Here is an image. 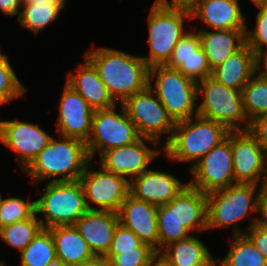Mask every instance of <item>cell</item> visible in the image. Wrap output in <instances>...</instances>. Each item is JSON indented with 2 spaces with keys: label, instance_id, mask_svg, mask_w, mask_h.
Instances as JSON below:
<instances>
[{
  "label": "cell",
  "instance_id": "obj_1",
  "mask_svg": "<svg viewBox=\"0 0 267 266\" xmlns=\"http://www.w3.org/2000/svg\"><path fill=\"white\" fill-rule=\"evenodd\" d=\"M96 68L111 97L122 104L128 97L149 86V69L141 56L98 47L84 55Z\"/></svg>",
  "mask_w": 267,
  "mask_h": 266
},
{
  "label": "cell",
  "instance_id": "obj_2",
  "mask_svg": "<svg viewBox=\"0 0 267 266\" xmlns=\"http://www.w3.org/2000/svg\"><path fill=\"white\" fill-rule=\"evenodd\" d=\"M62 139L63 141H57L53 137L24 169L33 178L34 183L52 177L55 179L49 182L80 180L90 161L86 143L77 138L62 137ZM61 175L64 176L58 178Z\"/></svg>",
  "mask_w": 267,
  "mask_h": 266
},
{
  "label": "cell",
  "instance_id": "obj_3",
  "mask_svg": "<svg viewBox=\"0 0 267 266\" xmlns=\"http://www.w3.org/2000/svg\"><path fill=\"white\" fill-rule=\"evenodd\" d=\"M229 130L213 120L194 116L175 123L170 141L163 145L165 156L177 162L199 161L212 148L224 141Z\"/></svg>",
  "mask_w": 267,
  "mask_h": 266
},
{
  "label": "cell",
  "instance_id": "obj_4",
  "mask_svg": "<svg viewBox=\"0 0 267 266\" xmlns=\"http://www.w3.org/2000/svg\"><path fill=\"white\" fill-rule=\"evenodd\" d=\"M258 185L236 183L227 188L206 194L207 196V230L233 225V235H244L238 222L259 212L262 187Z\"/></svg>",
  "mask_w": 267,
  "mask_h": 266
},
{
  "label": "cell",
  "instance_id": "obj_5",
  "mask_svg": "<svg viewBox=\"0 0 267 266\" xmlns=\"http://www.w3.org/2000/svg\"><path fill=\"white\" fill-rule=\"evenodd\" d=\"M191 21L186 6L167 5L155 0L148 16L150 56H141L149 67L165 65L174 47L186 33L184 21Z\"/></svg>",
  "mask_w": 267,
  "mask_h": 266
},
{
  "label": "cell",
  "instance_id": "obj_6",
  "mask_svg": "<svg viewBox=\"0 0 267 266\" xmlns=\"http://www.w3.org/2000/svg\"><path fill=\"white\" fill-rule=\"evenodd\" d=\"M35 210L44 214L45 221L39 218L44 229L74 225L89 210L81 181H48L42 197L35 200Z\"/></svg>",
  "mask_w": 267,
  "mask_h": 266
},
{
  "label": "cell",
  "instance_id": "obj_7",
  "mask_svg": "<svg viewBox=\"0 0 267 266\" xmlns=\"http://www.w3.org/2000/svg\"><path fill=\"white\" fill-rule=\"evenodd\" d=\"M197 95L203 98L197 106L198 116L222 124L229 131L249 129L250 122L244 111L242 91L226 87L209 76L197 83Z\"/></svg>",
  "mask_w": 267,
  "mask_h": 266
},
{
  "label": "cell",
  "instance_id": "obj_8",
  "mask_svg": "<svg viewBox=\"0 0 267 266\" xmlns=\"http://www.w3.org/2000/svg\"><path fill=\"white\" fill-rule=\"evenodd\" d=\"M149 86L175 123L197 116V83L180 71L165 65L152 66L149 69Z\"/></svg>",
  "mask_w": 267,
  "mask_h": 266
},
{
  "label": "cell",
  "instance_id": "obj_9",
  "mask_svg": "<svg viewBox=\"0 0 267 266\" xmlns=\"http://www.w3.org/2000/svg\"><path fill=\"white\" fill-rule=\"evenodd\" d=\"M121 105L135 124L140 137L152 139L159 144L162 135H169L165 145L170 141L175 122L150 86L128 97Z\"/></svg>",
  "mask_w": 267,
  "mask_h": 266
},
{
  "label": "cell",
  "instance_id": "obj_10",
  "mask_svg": "<svg viewBox=\"0 0 267 266\" xmlns=\"http://www.w3.org/2000/svg\"><path fill=\"white\" fill-rule=\"evenodd\" d=\"M115 110L116 107L94 110L92 131L86 142L90 160L98 150L100 157L105 151L132 144L140 138L124 107L121 105L120 113Z\"/></svg>",
  "mask_w": 267,
  "mask_h": 266
},
{
  "label": "cell",
  "instance_id": "obj_11",
  "mask_svg": "<svg viewBox=\"0 0 267 266\" xmlns=\"http://www.w3.org/2000/svg\"><path fill=\"white\" fill-rule=\"evenodd\" d=\"M188 185L208 194L235 184L232 160V131L189 169Z\"/></svg>",
  "mask_w": 267,
  "mask_h": 266
},
{
  "label": "cell",
  "instance_id": "obj_12",
  "mask_svg": "<svg viewBox=\"0 0 267 266\" xmlns=\"http://www.w3.org/2000/svg\"><path fill=\"white\" fill-rule=\"evenodd\" d=\"M91 169L90 160L80 177L88 209L118 213L129 195L130 181L105 170L101 165L99 171ZM92 203L99 208L90 206Z\"/></svg>",
  "mask_w": 267,
  "mask_h": 266
},
{
  "label": "cell",
  "instance_id": "obj_13",
  "mask_svg": "<svg viewBox=\"0 0 267 266\" xmlns=\"http://www.w3.org/2000/svg\"><path fill=\"white\" fill-rule=\"evenodd\" d=\"M232 160L236 183L263 186L267 152L248 131H232Z\"/></svg>",
  "mask_w": 267,
  "mask_h": 266
},
{
  "label": "cell",
  "instance_id": "obj_14",
  "mask_svg": "<svg viewBox=\"0 0 267 266\" xmlns=\"http://www.w3.org/2000/svg\"><path fill=\"white\" fill-rule=\"evenodd\" d=\"M144 140L158 147L156 141L140 137L132 144L105 151L100 156V165L105 170L131 181L146 171L149 164L154 158L156 159L160 152L156 149H150Z\"/></svg>",
  "mask_w": 267,
  "mask_h": 266
},
{
  "label": "cell",
  "instance_id": "obj_15",
  "mask_svg": "<svg viewBox=\"0 0 267 266\" xmlns=\"http://www.w3.org/2000/svg\"><path fill=\"white\" fill-rule=\"evenodd\" d=\"M52 138L36 124L17 119L0 121V142L18 153L16 160L23 170Z\"/></svg>",
  "mask_w": 267,
  "mask_h": 266
},
{
  "label": "cell",
  "instance_id": "obj_16",
  "mask_svg": "<svg viewBox=\"0 0 267 266\" xmlns=\"http://www.w3.org/2000/svg\"><path fill=\"white\" fill-rule=\"evenodd\" d=\"M59 104L57 133L61 137L77 138L86 143L92 131L94 109L67 84Z\"/></svg>",
  "mask_w": 267,
  "mask_h": 266
},
{
  "label": "cell",
  "instance_id": "obj_17",
  "mask_svg": "<svg viewBox=\"0 0 267 266\" xmlns=\"http://www.w3.org/2000/svg\"><path fill=\"white\" fill-rule=\"evenodd\" d=\"M188 183L182 184L174 175L146 170L130 181L129 194L135 199L160 206L169 203Z\"/></svg>",
  "mask_w": 267,
  "mask_h": 266
},
{
  "label": "cell",
  "instance_id": "obj_18",
  "mask_svg": "<svg viewBox=\"0 0 267 266\" xmlns=\"http://www.w3.org/2000/svg\"><path fill=\"white\" fill-rule=\"evenodd\" d=\"M165 66L180 71L196 83L212 75L198 30L197 33L188 31L181 37Z\"/></svg>",
  "mask_w": 267,
  "mask_h": 266
},
{
  "label": "cell",
  "instance_id": "obj_19",
  "mask_svg": "<svg viewBox=\"0 0 267 266\" xmlns=\"http://www.w3.org/2000/svg\"><path fill=\"white\" fill-rule=\"evenodd\" d=\"M186 7L191 18H198L211 30H246L239 0L190 1Z\"/></svg>",
  "mask_w": 267,
  "mask_h": 266
},
{
  "label": "cell",
  "instance_id": "obj_20",
  "mask_svg": "<svg viewBox=\"0 0 267 266\" xmlns=\"http://www.w3.org/2000/svg\"><path fill=\"white\" fill-rule=\"evenodd\" d=\"M119 223V216L116 212L88 210L74 226L95 256H105L110 249Z\"/></svg>",
  "mask_w": 267,
  "mask_h": 266
},
{
  "label": "cell",
  "instance_id": "obj_21",
  "mask_svg": "<svg viewBox=\"0 0 267 266\" xmlns=\"http://www.w3.org/2000/svg\"><path fill=\"white\" fill-rule=\"evenodd\" d=\"M158 206L135 199L130 194L118 211L119 222L158 252Z\"/></svg>",
  "mask_w": 267,
  "mask_h": 266
},
{
  "label": "cell",
  "instance_id": "obj_22",
  "mask_svg": "<svg viewBox=\"0 0 267 266\" xmlns=\"http://www.w3.org/2000/svg\"><path fill=\"white\" fill-rule=\"evenodd\" d=\"M84 58V63L77 67V73L68 74L66 84L78 92L94 110L117 107L94 65Z\"/></svg>",
  "mask_w": 267,
  "mask_h": 266
},
{
  "label": "cell",
  "instance_id": "obj_23",
  "mask_svg": "<svg viewBox=\"0 0 267 266\" xmlns=\"http://www.w3.org/2000/svg\"><path fill=\"white\" fill-rule=\"evenodd\" d=\"M256 54L245 44L212 70V77L226 87L242 91L255 74Z\"/></svg>",
  "mask_w": 267,
  "mask_h": 266
},
{
  "label": "cell",
  "instance_id": "obj_24",
  "mask_svg": "<svg viewBox=\"0 0 267 266\" xmlns=\"http://www.w3.org/2000/svg\"><path fill=\"white\" fill-rule=\"evenodd\" d=\"M201 47L207 56L211 70L246 44V30L198 29Z\"/></svg>",
  "mask_w": 267,
  "mask_h": 266
},
{
  "label": "cell",
  "instance_id": "obj_25",
  "mask_svg": "<svg viewBox=\"0 0 267 266\" xmlns=\"http://www.w3.org/2000/svg\"><path fill=\"white\" fill-rule=\"evenodd\" d=\"M174 217L190 232L207 230V196L191 186L174 198Z\"/></svg>",
  "mask_w": 267,
  "mask_h": 266
},
{
  "label": "cell",
  "instance_id": "obj_26",
  "mask_svg": "<svg viewBox=\"0 0 267 266\" xmlns=\"http://www.w3.org/2000/svg\"><path fill=\"white\" fill-rule=\"evenodd\" d=\"M48 230L54 240L57 258L68 266H76L95 256L74 225L56 226Z\"/></svg>",
  "mask_w": 267,
  "mask_h": 266
},
{
  "label": "cell",
  "instance_id": "obj_27",
  "mask_svg": "<svg viewBox=\"0 0 267 266\" xmlns=\"http://www.w3.org/2000/svg\"><path fill=\"white\" fill-rule=\"evenodd\" d=\"M174 266H216L209 249L196 236L174 242L160 252Z\"/></svg>",
  "mask_w": 267,
  "mask_h": 266
},
{
  "label": "cell",
  "instance_id": "obj_28",
  "mask_svg": "<svg viewBox=\"0 0 267 266\" xmlns=\"http://www.w3.org/2000/svg\"><path fill=\"white\" fill-rule=\"evenodd\" d=\"M217 263L219 266H267V259L244 234L233 235L228 253L222 260L216 259Z\"/></svg>",
  "mask_w": 267,
  "mask_h": 266
},
{
  "label": "cell",
  "instance_id": "obj_29",
  "mask_svg": "<svg viewBox=\"0 0 267 266\" xmlns=\"http://www.w3.org/2000/svg\"><path fill=\"white\" fill-rule=\"evenodd\" d=\"M64 7L65 4L23 2L17 20L22 27L28 28L36 36L39 31L58 18Z\"/></svg>",
  "mask_w": 267,
  "mask_h": 266
},
{
  "label": "cell",
  "instance_id": "obj_30",
  "mask_svg": "<svg viewBox=\"0 0 267 266\" xmlns=\"http://www.w3.org/2000/svg\"><path fill=\"white\" fill-rule=\"evenodd\" d=\"M158 252L171 243L190 236V231L174 217V198L166 204L158 206Z\"/></svg>",
  "mask_w": 267,
  "mask_h": 266
},
{
  "label": "cell",
  "instance_id": "obj_31",
  "mask_svg": "<svg viewBox=\"0 0 267 266\" xmlns=\"http://www.w3.org/2000/svg\"><path fill=\"white\" fill-rule=\"evenodd\" d=\"M20 255V266H46L57 257L51 232L43 228Z\"/></svg>",
  "mask_w": 267,
  "mask_h": 266
},
{
  "label": "cell",
  "instance_id": "obj_32",
  "mask_svg": "<svg viewBox=\"0 0 267 266\" xmlns=\"http://www.w3.org/2000/svg\"><path fill=\"white\" fill-rule=\"evenodd\" d=\"M36 215L35 212L30 218L0 228L1 239L21 253L43 229Z\"/></svg>",
  "mask_w": 267,
  "mask_h": 266
},
{
  "label": "cell",
  "instance_id": "obj_33",
  "mask_svg": "<svg viewBox=\"0 0 267 266\" xmlns=\"http://www.w3.org/2000/svg\"><path fill=\"white\" fill-rule=\"evenodd\" d=\"M245 114L251 122L267 114V80L255 73L242 89Z\"/></svg>",
  "mask_w": 267,
  "mask_h": 266
},
{
  "label": "cell",
  "instance_id": "obj_34",
  "mask_svg": "<svg viewBox=\"0 0 267 266\" xmlns=\"http://www.w3.org/2000/svg\"><path fill=\"white\" fill-rule=\"evenodd\" d=\"M35 210L34 201L9 197L3 199L0 194V228L30 218Z\"/></svg>",
  "mask_w": 267,
  "mask_h": 266
},
{
  "label": "cell",
  "instance_id": "obj_35",
  "mask_svg": "<svg viewBox=\"0 0 267 266\" xmlns=\"http://www.w3.org/2000/svg\"><path fill=\"white\" fill-rule=\"evenodd\" d=\"M8 60L0 50V105L14 98H22L28 90L19 81Z\"/></svg>",
  "mask_w": 267,
  "mask_h": 266
},
{
  "label": "cell",
  "instance_id": "obj_36",
  "mask_svg": "<svg viewBox=\"0 0 267 266\" xmlns=\"http://www.w3.org/2000/svg\"><path fill=\"white\" fill-rule=\"evenodd\" d=\"M259 9L256 15L255 27L246 29V44L255 54L267 51V5H256ZM266 46V48H265Z\"/></svg>",
  "mask_w": 267,
  "mask_h": 266
},
{
  "label": "cell",
  "instance_id": "obj_37",
  "mask_svg": "<svg viewBox=\"0 0 267 266\" xmlns=\"http://www.w3.org/2000/svg\"><path fill=\"white\" fill-rule=\"evenodd\" d=\"M153 247H136L133 250L120 251L117 255H105L111 266H148L156 254Z\"/></svg>",
  "mask_w": 267,
  "mask_h": 266
},
{
  "label": "cell",
  "instance_id": "obj_38",
  "mask_svg": "<svg viewBox=\"0 0 267 266\" xmlns=\"http://www.w3.org/2000/svg\"><path fill=\"white\" fill-rule=\"evenodd\" d=\"M136 247H152L144 243L134 232L119 223L106 255H117L120 251L133 250Z\"/></svg>",
  "mask_w": 267,
  "mask_h": 266
},
{
  "label": "cell",
  "instance_id": "obj_39",
  "mask_svg": "<svg viewBox=\"0 0 267 266\" xmlns=\"http://www.w3.org/2000/svg\"><path fill=\"white\" fill-rule=\"evenodd\" d=\"M245 235L252 241L256 249L267 259V229L258 224V218L253 219Z\"/></svg>",
  "mask_w": 267,
  "mask_h": 266
},
{
  "label": "cell",
  "instance_id": "obj_40",
  "mask_svg": "<svg viewBox=\"0 0 267 266\" xmlns=\"http://www.w3.org/2000/svg\"><path fill=\"white\" fill-rule=\"evenodd\" d=\"M248 131L267 152V114L261 115L252 120Z\"/></svg>",
  "mask_w": 267,
  "mask_h": 266
},
{
  "label": "cell",
  "instance_id": "obj_41",
  "mask_svg": "<svg viewBox=\"0 0 267 266\" xmlns=\"http://www.w3.org/2000/svg\"><path fill=\"white\" fill-rule=\"evenodd\" d=\"M23 0H0V10L4 15L15 16L20 14Z\"/></svg>",
  "mask_w": 267,
  "mask_h": 266
},
{
  "label": "cell",
  "instance_id": "obj_42",
  "mask_svg": "<svg viewBox=\"0 0 267 266\" xmlns=\"http://www.w3.org/2000/svg\"><path fill=\"white\" fill-rule=\"evenodd\" d=\"M255 69H256L255 73H257V74L259 73L258 75L262 79L267 80V51L256 54ZM260 69H262V70L260 71Z\"/></svg>",
  "mask_w": 267,
  "mask_h": 266
},
{
  "label": "cell",
  "instance_id": "obj_43",
  "mask_svg": "<svg viewBox=\"0 0 267 266\" xmlns=\"http://www.w3.org/2000/svg\"><path fill=\"white\" fill-rule=\"evenodd\" d=\"M259 212L261 217H258V224L267 229V193L263 190L260 196Z\"/></svg>",
  "mask_w": 267,
  "mask_h": 266
},
{
  "label": "cell",
  "instance_id": "obj_44",
  "mask_svg": "<svg viewBox=\"0 0 267 266\" xmlns=\"http://www.w3.org/2000/svg\"><path fill=\"white\" fill-rule=\"evenodd\" d=\"M76 266H111L110 260L105 256H94Z\"/></svg>",
  "mask_w": 267,
  "mask_h": 266
},
{
  "label": "cell",
  "instance_id": "obj_45",
  "mask_svg": "<svg viewBox=\"0 0 267 266\" xmlns=\"http://www.w3.org/2000/svg\"><path fill=\"white\" fill-rule=\"evenodd\" d=\"M148 266H174V265L167 258H165L160 252H157Z\"/></svg>",
  "mask_w": 267,
  "mask_h": 266
},
{
  "label": "cell",
  "instance_id": "obj_46",
  "mask_svg": "<svg viewBox=\"0 0 267 266\" xmlns=\"http://www.w3.org/2000/svg\"><path fill=\"white\" fill-rule=\"evenodd\" d=\"M167 5L186 6L191 0H156Z\"/></svg>",
  "mask_w": 267,
  "mask_h": 266
},
{
  "label": "cell",
  "instance_id": "obj_47",
  "mask_svg": "<svg viewBox=\"0 0 267 266\" xmlns=\"http://www.w3.org/2000/svg\"><path fill=\"white\" fill-rule=\"evenodd\" d=\"M23 2L47 3V4H65V0H23Z\"/></svg>",
  "mask_w": 267,
  "mask_h": 266
},
{
  "label": "cell",
  "instance_id": "obj_48",
  "mask_svg": "<svg viewBox=\"0 0 267 266\" xmlns=\"http://www.w3.org/2000/svg\"><path fill=\"white\" fill-rule=\"evenodd\" d=\"M46 266H68L61 259L55 258L51 262H49Z\"/></svg>",
  "mask_w": 267,
  "mask_h": 266
},
{
  "label": "cell",
  "instance_id": "obj_49",
  "mask_svg": "<svg viewBox=\"0 0 267 266\" xmlns=\"http://www.w3.org/2000/svg\"><path fill=\"white\" fill-rule=\"evenodd\" d=\"M262 190L267 193V165H266V175H265V180L262 186Z\"/></svg>",
  "mask_w": 267,
  "mask_h": 266
},
{
  "label": "cell",
  "instance_id": "obj_50",
  "mask_svg": "<svg viewBox=\"0 0 267 266\" xmlns=\"http://www.w3.org/2000/svg\"><path fill=\"white\" fill-rule=\"evenodd\" d=\"M267 0H252L255 5L265 4Z\"/></svg>",
  "mask_w": 267,
  "mask_h": 266
},
{
  "label": "cell",
  "instance_id": "obj_51",
  "mask_svg": "<svg viewBox=\"0 0 267 266\" xmlns=\"http://www.w3.org/2000/svg\"><path fill=\"white\" fill-rule=\"evenodd\" d=\"M0 266H7V264H5V262L2 260L0 261Z\"/></svg>",
  "mask_w": 267,
  "mask_h": 266
}]
</instances>
